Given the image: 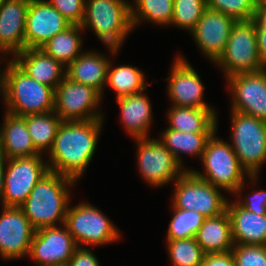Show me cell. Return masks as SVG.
Returning <instances> with one entry per match:
<instances>
[{"mask_svg": "<svg viewBox=\"0 0 266 266\" xmlns=\"http://www.w3.org/2000/svg\"><path fill=\"white\" fill-rule=\"evenodd\" d=\"M103 119L63 121L50 149V171L77 181L90 164Z\"/></svg>", "mask_w": 266, "mask_h": 266, "instance_id": "obj_1", "label": "cell"}, {"mask_svg": "<svg viewBox=\"0 0 266 266\" xmlns=\"http://www.w3.org/2000/svg\"><path fill=\"white\" fill-rule=\"evenodd\" d=\"M75 182L70 177L49 171L36 183L20 206L35 230L55 227L57 221L65 224L70 199L67 187Z\"/></svg>", "mask_w": 266, "mask_h": 266, "instance_id": "obj_2", "label": "cell"}, {"mask_svg": "<svg viewBox=\"0 0 266 266\" xmlns=\"http://www.w3.org/2000/svg\"><path fill=\"white\" fill-rule=\"evenodd\" d=\"M0 75L7 112L18 116L54 111L55 90L32 79L12 59Z\"/></svg>", "mask_w": 266, "mask_h": 266, "instance_id": "obj_3", "label": "cell"}, {"mask_svg": "<svg viewBox=\"0 0 266 266\" xmlns=\"http://www.w3.org/2000/svg\"><path fill=\"white\" fill-rule=\"evenodd\" d=\"M132 4L124 0H87L82 29L92 28L97 37L116 55L126 35L133 29Z\"/></svg>", "mask_w": 266, "mask_h": 266, "instance_id": "obj_4", "label": "cell"}, {"mask_svg": "<svg viewBox=\"0 0 266 266\" xmlns=\"http://www.w3.org/2000/svg\"><path fill=\"white\" fill-rule=\"evenodd\" d=\"M231 123L230 145L253 183L266 161V121L232 110Z\"/></svg>", "mask_w": 266, "mask_h": 266, "instance_id": "obj_5", "label": "cell"}, {"mask_svg": "<svg viewBox=\"0 0 266 266\" xmlns=\"http://www.w3.org/2000/svg\"><path fill=\"white\" fill-rule=\"evenodd\" d=\"M215 133L208 139L201 158L205 174L192 171L215 187L237 195L244 188V174L249 175L241 166L231 145L216 138Z\"/></svg>", "mask_w": 266, "mask_h": 266, "instance_id": "obj_6", "label": "cell"}, {"mask_svg": "<svg viewBox=\"0 0 266 266\" xmlns=\"http://www.w3.org/2000/svg\"><path fill=\"white\" fill-rule=\"evenodd\" d=\"M215 63L225 72L226 78L266 68L259 56L256 27L251 20L236 21L224 53Z\"/></svg>", "mask_w": 266, "mask_h": 266, "instance_id": "obj_7", "label": "cell"}, {"mask_svg": "<svg viewBox=\"0 0 266 266\" xmlns=\"http://www.w3.org/2000/svg\"><path fill=\"white\" fill-rule=\"evenodd\" d=\"M173 206L177 209L195 211L206 218L217 217L227 210L228 200L219 188L186 170L174 183Z\"/></svg>", "mask_w": 266, "mask_h": 266, "instance_id": "obj_8", "label": "cell"}, {"mask_svg": "<svg viewBox=\"0 0 266 266\" xmlns=\"http://www.w3.org/2000/svg\"><path fill=\"white\" fill-rule=\"evenodd\" d=\"M77 246L102 245L119 239V231L91 204L81 203L67 209L65 224Z\"/></svg>", "mask_w": 266, "mask_h": 266, "instance_id": "obj_9", "label": "cell"}, {"mask_svg": "<svg viewBox=\"0 0 266 266\" xmlns=\"http://www.w3.org/2000/svg\"><path fill=\"white\" fill-rule=\"evenodd\" d=\"M6 161L2 207H20L36 183L50 171L48 163L42 160V154Z\"/></svg>", "mask_w": 266, "mask_h": 266, "instance_id": "obj_10", "label": "cell"}, {"mask_svg": "<svg viewBox=\"0 0 266 266\" xmlns=\"http://www.w3.org/2000/svg\"><path fill=\"white\" fill-rule=\"evenodd\" d=\"M101 97L96 89L66 76L55 88L54 112L62 121L102 119L103 114L96 112Z\"/></svg>", "mask_w": 266, "mask_h": 266, "instance_id": "obj_11", "label": "cell"}, {"mask_svg": "<svg viewBox=\"0 0 266 266\" xmlns=\"http://www.w3.org/2000/svg\"><path fill=\"white\" fill-rule=\"evenodd\" d=\"M140 175L153 186H163L177 180L184 169L160 140L136 138ZM184 169V170H183Z\"/></svg>", "mask_w": 266, "mask_h": 266, "instance_id": "obj_12", "label": "cell"}, {"mask_svg": "<svg viewBox=\"0 0 266 266\" xmlns=\"http://www.w3.org/2000/svg\"><path fill=\"white\" fill-rule=\"evenodd\" d=\"M61 228L35 230L29 256L37 262V266H67L78 246L68 228L65 225Z\"/></svg>", "mask_w": 266, "mask_h": 266, "instance_id": "obj_13", "label": "cell"}, {"mask_svg": "<svg viewBox=\"0 0 266 266\" xmlns=\"http://www.w3.org/2000/svg\"><path fill=\"white\" fill-rule=\"evenodd\" d=\"M232 91V109L266 121V68L227 78Z\"/></svg>", "mask_w": 266, "mask_h": 266, "instance_id": "obj_14", "label": "cell"}, {"mask_svg": "<svg viewBox=\"0 0 266 266\" xmlns=\"http://www.w3.org/2000/svg\"><path fill=\"white\" fill-rule=\"evenodd\" d=\"M72 24L47 0H30L25 23V49H39Z\"/></svg>", "mask_w": 266, "mask_h": 266, "instance_id": "obj_15", "label": "cell"}, {"mask_svg": "<svg viewBox=\"0 0 266 266\" xmlns=\"http://www.w3.org/2000/svg\"><path fill=\"white\" fill-rule=\"evenodd\" d=\"M35 229L20 207L3 206L0 216V255L15 259L29 255Z\"/></svg>", "mask_w": 266, "mask_h": 266, "instance_id": "obj_16", "label": "cell"}, {"mask_svg": "<svg viewBox=\"0 0 266 266\" xmlns=\"http://www.w3.org/2000/svg\"><path fill=\"white\" fill-rule=\"evenodd\" d=\"M235 23L236 20L233 17L206 8L190 33L203 54L214 63L224 53Z\"/></svg>", "mask_w": 266, "mask_h": 266, "instance_id": "obj_17", "label": "cell"}, {"mask_svg": "<svg viewBox=\"0 0 266 266\" xmlns=\"http://www.w3.org/2000/svg\"><path fill=\"white\" fill-rule=\"evenodd\" d=\"M168 80V93L174 106L211 108L203 99L204 86L192 66L181 56L176 58Z\"/></svg>", "mask_w": 266, "mask_h": 266, "instance_id": "obj_18", "label": "cell"}, {"mask_svg": "<svg viewBox=\"0 0 266 266\" xmlns=\"http://www.w3.org/2000/svg\"><path fill=\"white\" fill-rule=\"evenodd\" d=\"M30 0H4L0 4V51L17 53L25 49V23Z\"/></svg>", "mask_w": 266, "mask_h": 266, "instance_id": "obj_19", "label": "cell"}, {"mask_svg": "<svg viewBox=\"0 0 266 266\" xmlns=\"http://www.w3.org/2000/svg\"><path fill=\"white\" fill-rule=\"evenodd\" d=\"M12 60L37 82L55 88L66 77V67L42 49H24Z\"/></svg>", "mask_w": 266, "mask_h": 266, "instance_id": "obj_20", "label": "cell"}, {"mask_svg": "<svg viewBox=\"0 0 266 266\" xmlns=\"http://www.w3.org/2000/svg\"><path fill=\"white\" fill-rule=\"evenodd\" d=\"M0 129V154L5 159L32 157L40 154L32 142L27 129L25 116L6 111Z\"/></svg>", "mask_w": 266, "mask_h": 266, "instance_id": "obj_21", "label": "cell"}, {"mask_svg": "<svg viewBox=\"0 0 266 266\" xmlns=\"http://www.w3.org/2000/svg\"><path fill=\"white\" fill-rule=\"evenodd\" d=\"M234 244L266 245V214H255L236 202L227 204Z\"/></svg>", "mask_w": 266, "mask_h": 266, "instance_id": "obj_22", "label": "cell"}, {"mask_svg": "<svg viewBox=\"0 0 266 266\" xmlns=\"http://www.w3.org/2000/svg\"><path fill=\"white\" fill-rule=\"evenodd\" d=\"M110 60L96 52H84L66 67L72 81L96 89L101 95L107 82Z\"/></svg>", "mask_w": 266, "mask_h": 266, "instance_id": "obj_23", "label": "cell"}, {"mask_svg": "<svg viewBox=\"0 0 266 266\" xmlns=\"http://www.w3.org/2000/svg\"><path fill=\"white\" fill-rule=\"evenodd\" d=\"M120 106L121 120L132 137L149 138L148 130L152 120V108L143 91L116 98Z\"/></svg>", "mask_w": 266, "mask_h": 266, "instance_id": "obj_24", "label": "cell"}, {"mask_svg": "<svg viewBox=\"0 0 266 266\" xmlns=\"http://www.w3.org/2000/svg\"><path fill=\"white\" fill-rule=\"evenodd\" d=\"M168 112V129L193 133L217 131L216 113L212 108L172 106Z\"/></svg>", "mask_w": 266, "mask_h": 266, "instance_id": "obj_25", "label": "cell"}, {"mask_svg": "<svg viewBox=\"0 0 266 266\" xmlns=\"http://www.w3.org/2000/svg\"><path fill=\"white\" fill-rule=\"evenodd\" d=\"M195 239L205 254L231 251L234 243L227 211L217 217L206 218Z\"/></svg>", "mask_w": 266, "mask_h": 266, "instance_id": "obj_26", "label": "cell"}, {"mask_svg": "<svg viewBox=\"0 0 266 266\" xmlns=\"http://www.w3.org/2000/svg\"><path fill=\"white\" fill-rule=\"evenodd\" d=\"M80 30H83L81 25H71L65 31L49 39L40 49L67 67L82 54Z\"/></svg>", "mask_w": 266, "mask_h": 266, "instance_id": "obj_27", "label": "cell"}, {"mask_svg": "<svg viewBox=\"0 0 266 266\" xmlns=\"http://www.w3.org/2000/svg\"><path fill=\"white\" fill-rule=\"evenodd\" d=\"M213 133L182 132L166 129L162 133L160 142L173 154L177 162L182 166L180 152L199 156L202 158L208 139Z\"/></svg>", "mask_w": 266, "mask_h": 266, "instance_id": "obj_28", "label": "cell"}, {"mask_svg": "<svg viewBox=\"0 0 266 266\" xmlns=\"http://www.w3.org/2000/svg\"><path fill=\"white\" fill-rule=\"evenodd\" d=\"M28 132L35 149L40 153L49 152L53 146L59 126L63 122L54 112L39 113L25 116Z\"/></svg>", "mask_w": 266, "mask_h": 266, "instance_id": "obj_29", "label": "cell"}, {"mask_svg": "<svg viewBox=\"0 0 266 266\" xmlns=\"http://www.w3.org/2000/svg\"><path fill=\"white\" fill-rule=\"evenodd\" d=\"M106 83L116 92V98L140 93L147 88L144 75L138 68L122 65L112 69L111 62Z\"/></svg>", "mask_w": 266, "mask_h": 266, "instance_id": "obj_30", "label": "cell"}, {"mask_svg": "<svg viewBox=\"0 0 266 266\" xmlns=\"http://www.w3.org/2000/svg\"><path fill=\"white\" fill-rule=\"evenodd\" d=\"M134 4L131 6L133 27L142 19L159 25L171 24L174 0H135Z\"/></svg>", "mask_w": 266, "mask_h": 266, "instance_id": "obj_31", "label": "cell"}, {"mask_svg": "<svg viewBox=\"0 0 266 266\" xmlns=\"http://www.w3.org/2000/svg\"><path fill=\"white\" fill-rule=\"evenodd\" d=\"M174 216L169 224L167 240L194 238L206 217L195 211L177 209L173 206Z\"/></svg>", "mask_w": 266, "mask_h": 266, "instance_id": "obj_32", "label": "cell"}, {"mask_svg": "<svg viewBox=\"0 0 266 266\" xmlns=\"http://www.w3.org/2000/svg\"><path fill=\"white\" fill-rule=\"evenodd\" d=\"M167 249L173 266H200L205 253L195 237L167 240Z\"/></svg>", "mask_w": 266, "mask_h": 266, "instance_id": "obj_33", "label": "cell"}, {"mask_svg": "<svg viewBox=\"0 0 266 266\" xmlns=\"http://www.w3.org/2000/svg\"><path fill=\"white\" fill-rule=\"evenodd\" d=\"M206 8V0H174L171 24L191 31Z\"/></svg>", "mask_w": 266, "mask_h": 266, "instance_id": "obj_34", "label": "cell"}, {"mask_svg": "<svg viewBox=\"0 0 266 266\" xmlns=\"http://www.w3.org/2000/svg\"><path fill=\"white\" fill-rule=\"evenodd\" d=\"M256 0H206L207 8L233 17L236 21H250Z\"/></svg>", "mask_w": 266, "mask_h": 266, "instance_id": "obj_35", "label": "cell"}, {"mask_svg": "<svg viewBox=\"0 0 266 266\" xmlns=\"http://www.w3.org/2000/svg\"><path fill=\"white\" fill-rule=\"evenodd\" d=\"M235 266H266V245L234 244Z\"/></svg>", "mask_w": 266, "mask_h": 266, "instance_id": "obj_36", "label": "cell"}, {"mask_svg": "<svg viewBox=\"0 0 266 266\" xmlns=\"http://www.w3.org/2000/svg\"><path fill=\"white\" fill-rule=\"evenodd\" d=\"M86 0H49L48 2L72 25H81Z\"/></svg>", "mask_w": 266, "mask_h": 266, "instance_id": "obj_37", "label": "cell"}, {"mask_svg": "<svg viewBox=\"0 0 266 266\" xmlns=\"http://www.w3.org/2000/svg\"><path fill=\"white\" fill-rule=\"evenodd\" d=\"M251 21L255 24L258 52L266 66V1H258Z\"/></svg>", "mask_w": 266, "mask_h": 266, "instance_id": "obj_38", "label": "cell"}, {"mask_svg": "<svg viewBox=\"0 0 266 266\" xmlns=\"http://www.w3.org/2000/svg\"><path fill=\"white\" fill-rule=\"evenodd\" d=\"M250 196L251 197L248 200L246 197L245 201L237 200L236 203L249 212L259 215L266 214V191L257 190L254 191Z\"/></svg>", "mask_w": 266, "mask_h": 266, "instance_id": "obj_39", "label": "cell"}, {"mask_svg": "<svg viewBox=\"0 0 266 266\" xmlns=\"http://www.w3.org/2000/svg\"><path fill=\"white\" fill-rule=\"evenodd\" d=\"M67 266H100L96 256L85 247L78 246Z\"/></svg>", "mask_w": 266, "mask_h": 266, "instance_id": "obj_40", "label": "cell"}, {"mask_svg": "<svg viewBox=\"0 0 266 266\" xmlns=\"http://www.w3.org/2000/svg\"><path fill=\"white\" fill-rule=\"evenodd\" d=\"M200 266H235V262L231 251L224 253H208L204 255Z\"/></svg>", "mask_w": 266, "mask_h": 266, "instance_id": "obj_41", "label": "cell"}, {"mask_svg": "<svg viewBox=\"0 0 266 266\" xmlns=\"http://www.w3.org/2000/svg\"><path fill=\"white\" fill-rule=\"evenodd\" d=\"M5 161L6 159L0 154V199L3 204V192H4V173H5Z\"/></svg>", "mask_w": 266, "mask_h": 266, "instance_id": "obj_42", "label": "cell"}]
</instances>
